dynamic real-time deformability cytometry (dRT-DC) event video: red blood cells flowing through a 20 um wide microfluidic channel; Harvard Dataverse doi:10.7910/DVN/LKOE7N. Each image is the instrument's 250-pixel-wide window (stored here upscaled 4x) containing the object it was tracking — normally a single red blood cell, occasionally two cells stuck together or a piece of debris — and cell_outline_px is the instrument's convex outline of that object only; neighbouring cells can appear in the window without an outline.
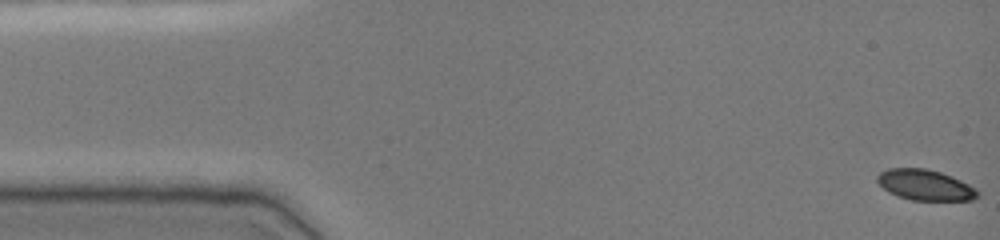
{"species": "common noctule bat (a hibernating species)", "species_latin": "Nyctalus noctula", "temperature_condition": "cold", "stored_images_in_passage": 50, "camera_frame_rate_fps": 3000, "um_per_image_px": 0.085, "animal": {"sex": "female", "body_mass_g": 19.0, "forearm_length_mm": 51.5}, "frame": {"image": 1, "passage_image": 1, "time_ms": 0.0, "image_size_px": [1000, 240], "cell_outline_px": [[980, 196], [972, 200], [912, 200], [896, 196], [888, 192], [876, 180], [876, 176], [880, 172], [888, 168], [924, 168], [940, 172], [952, 176], [976, 188], [980, 192]], "centroid_in_image_um": [78.64, 15.73], "position_along_channel_um": 6.4, "area_um2": 18.03}}
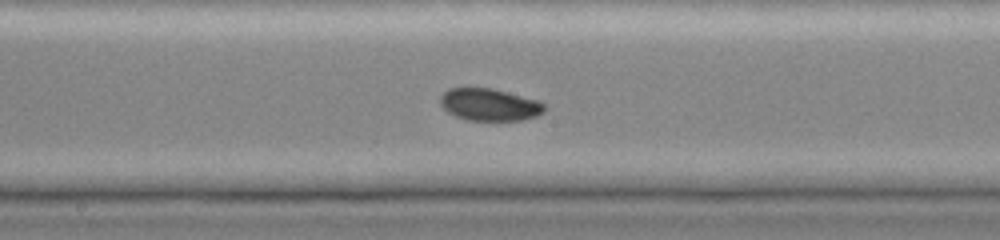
{"frame": {"image": 2, "passage_image": 26, "time_ms": 8.333, "image_size_px": [1000, 240], "cell_outline_px": [[544, 112], [536, 116], [520, 120], [468, 120], [456, 116], [448, 112], [440, 104], [440, 96], [448, 88], [492, 88], [540, 100], [544, 104]], "centroid_in_image_um": [41.61, 8.88], "position_along_channel_um": 206.6, "area_um2": 19.54}}
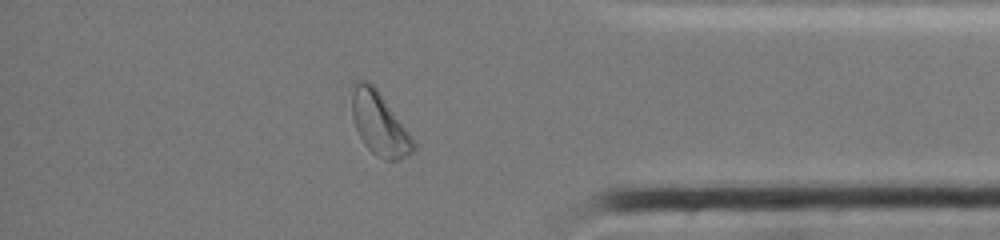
{"frame": {"image": 3, "passage_image": 42, "time_ms": 13.667, "image_size_px": [1000, 240], "cell_outline_px": [[416, 148], [412, 152], [396, 160], [384, 160], [376, 156], [364, 144], [356, 132], [352, 116], [352, 84], [356, 80], [368, 80], [380, 92], [408, 132], [416, 144]], "centroid_in_image_um": [32.21, 10.5], "position_along_channel_um": 403.0, "area_um2": 22.54}}